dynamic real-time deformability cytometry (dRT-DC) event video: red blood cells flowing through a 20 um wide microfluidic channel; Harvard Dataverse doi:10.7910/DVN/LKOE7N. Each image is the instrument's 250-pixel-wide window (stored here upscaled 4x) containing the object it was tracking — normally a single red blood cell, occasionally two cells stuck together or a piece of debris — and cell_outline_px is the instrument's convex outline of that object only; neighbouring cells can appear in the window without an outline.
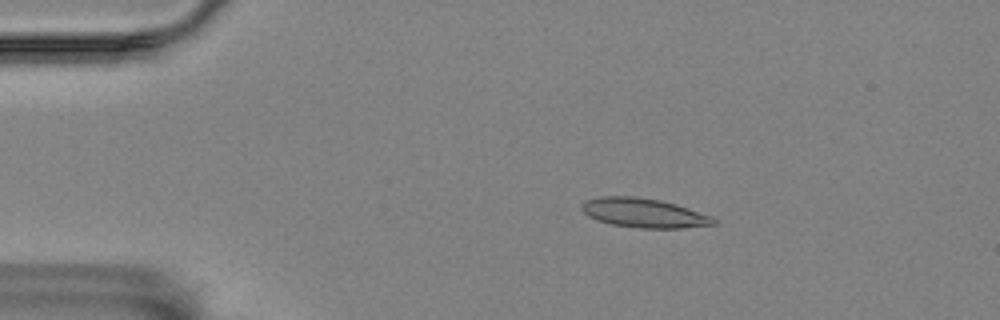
{"species": "Egyptian fruit bat (a non-hibernating species)", "species_latin": "Rousettus aegyptiacus", "temperature_condition": "room temperature", "stored_images_in_passage": 10, "camera_frame_rate_fps": 3000, "um_per_image_px": 0.085, "animal": {"sex": "female"}, "frame": {"image": 1, "passage_image": 3, "time_ms": 2.333, "image_size_px": [1000, 320], "cell_outline_px": [[716, 224], [684, 228], [640, 228], [612, 224], [596, 220], [588, 216], [580, 208], [580, 204], [584, 200], [600, 196], [632, 196], [660, 200], [676, 204], [712, 216], [716, 220]], "centroid_in_image_um": [54.7, 18.09], "position_along_channel_um": 30.3, "area_um2": 22.6}}
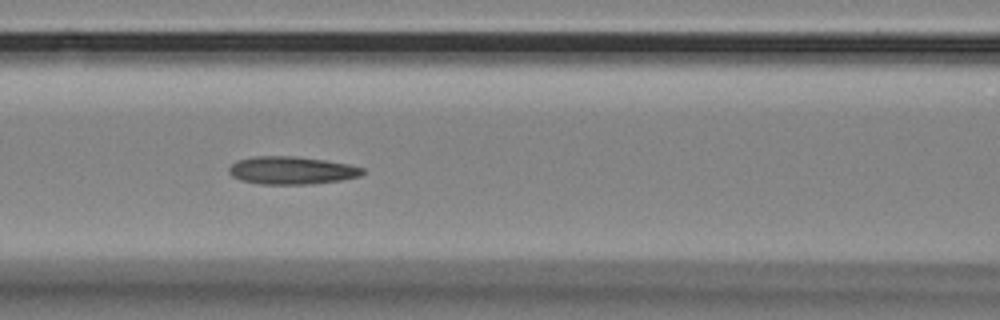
{"frame": {"image": 2, "passage_image": 7, "time_ms": 7.0, "image_size_px": [1000, 320], "cell_outline_px": [[364, 172], [360, 176], [340, 180], [308, 184], [260, 184], [240, 180], [232, 176], [228, 172], [228, 168], [236, 160], [256, 156], [292, 156], [324, 160], [348, 164], [364, 168]], "centroid_in_image_um": [24.75, 14.48], "position_along_channel_um": 141.8, "area_um2": 21.56}}
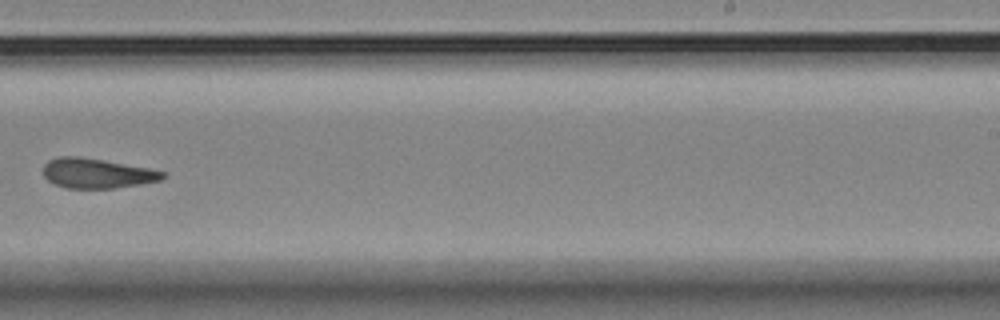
{"frame": {"image": 3, "passage_image": 10, "time_ms": 11.0, "image_size_px": [1000, 320], "cell_outline_px": [[168, 176], [160, 180], [140, 184], [112, 188], [64, 188], [52, 184], [44, 176], [44, 164], [48, 160], [60, 156], [76, 156], [148, 168], [164, 172]], "centroid_in_image_um": [8.2, 14.74], "position_along_channel_um": 280.8, "area_um2": 20.58}}